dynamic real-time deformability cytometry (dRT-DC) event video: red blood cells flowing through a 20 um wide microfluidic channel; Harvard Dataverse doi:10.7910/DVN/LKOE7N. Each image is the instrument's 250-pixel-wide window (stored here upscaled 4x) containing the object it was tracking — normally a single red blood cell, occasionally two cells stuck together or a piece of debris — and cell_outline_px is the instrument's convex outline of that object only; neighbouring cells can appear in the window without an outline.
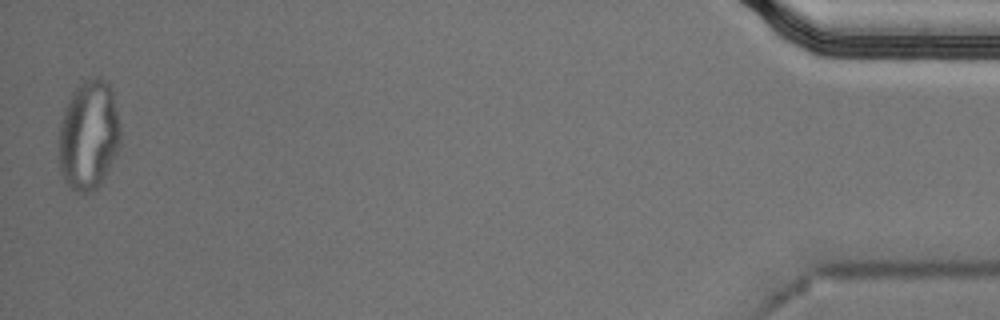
{"species": "Egyptian fruit bat (a non-hibernating species)", "species_latin": "Rousettus aegyptiacus", "temperature_condition": "cold", "stored_images_in_passage": 44, "segment_of_instrument_passage": [2, 2], "camera_frame_rate_fps": 3000, "um_per_image_px": 0.085, "animal": {"sex": "male"}, "frame": {"image": 1, "passage_image": 44, "time_ms": 14.333, "image_size_px": [1000, 320], "cell_outline_px": [[120, 144], [100, 184], [96, 188], [88, 192], [80, 192], [72, 188], [64, 180], [60, 172], [60, 124], [68, 100], [72, 92], [84, 80], [96, 76], [104, 80], [112, 88], [120, 124]], "centroid_in_image_um": [7.55, 11.45], "position_along_channel_um": 427.6, "area_um2": 38.9}}